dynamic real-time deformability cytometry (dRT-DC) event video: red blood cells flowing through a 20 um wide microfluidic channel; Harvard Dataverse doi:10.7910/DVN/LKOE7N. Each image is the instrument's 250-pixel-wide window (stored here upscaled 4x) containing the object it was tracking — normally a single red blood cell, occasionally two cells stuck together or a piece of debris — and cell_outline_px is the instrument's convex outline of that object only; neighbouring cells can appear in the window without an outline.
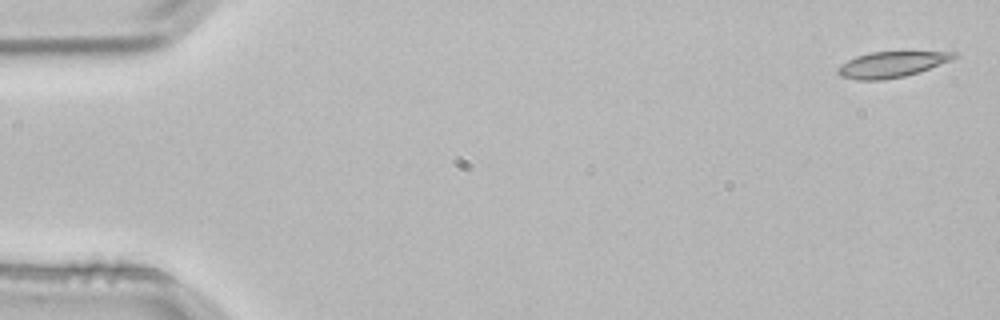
{"species": "common noctule bat (a hibernating species)", "species_latin": "Nyctalus noctula", "temperature_condition": "room temperature", "stored_images_in_passage": 3, "camera_frame_rate_fps": 3000, "um_per_image_px": 0.085, "animal": {"sex": "male", "body_mass_g": 21.5, "forearm_length_mm": 52.0}, "frame": {"image": 1, "passage_image": 1, "time_ms": 0.0, "image_size_px": [1000, 320], "cell_outline_px": [[956, 56], [948, 60], [928, 68], [904, 76], [880, 80], [856, 80], [840, 76], [836, 72], [836, 68], [840, 64], [856, 56], [872, 52], [904, 48], [956, 52]], "centroid_in_image_um": [75.77, 5.41], "position_along_channel_um": 9.2, "area_um2": 18.21}}
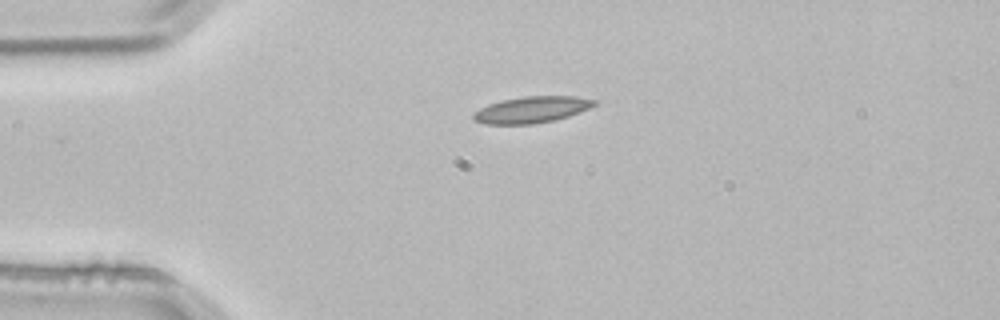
{"frame": {"image": 2, "passage_image": 3, "time_ms": 0.667, "image_size_px": [1000, 320], "cell_outline_px": [[600, 100], [596, 104], [588, 108], [568, 116], [556, 120], [532, 124], [484, 124], [472, 120], [472, 112], [488, 104], [500, 100], [524, 96], [576, 96]], "centroid_in_image_um": [45.16, 9.32], "position_along_channel_um": 39.8, "area_um2": 18.84}}